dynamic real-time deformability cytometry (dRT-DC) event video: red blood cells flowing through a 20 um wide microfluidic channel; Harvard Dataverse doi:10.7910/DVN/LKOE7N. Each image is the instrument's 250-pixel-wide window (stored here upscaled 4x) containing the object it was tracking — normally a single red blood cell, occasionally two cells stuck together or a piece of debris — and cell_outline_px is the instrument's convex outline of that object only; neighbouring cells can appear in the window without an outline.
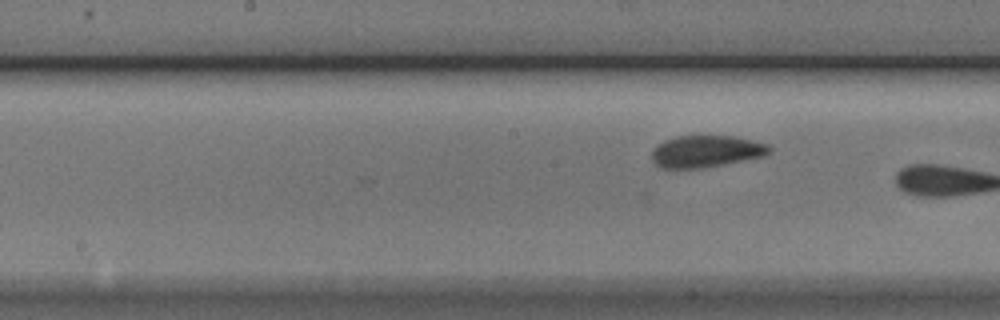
{"species": "Egyptian fruit bat (a non-hibernating species)", "species_latin": "Rousettus aegyptiacus", "temperature_condition": "cold", "stored_images_in_passage": 26, "camera_frame_rate_fps": 3000, "um_per_image_px": 0.085, "animal": {"sex": "male"}, "frame": {"image": 1, "passage_image": 26, "time_ms": 8.333, "image_size_px": [1000, 320], "cell_outline_px": [[772, 152], [764, 156], [724, 164], [700, 168], [660, 168], [652, 160], [652, 152], [664, 140], [676, 136], [700, 132], [732, 136], [752, 140], [768, 144], [772, 148]], "centroid_in_image_um": [60.04, 12.81], "position_along_channel_um": 188.2, "area_um2": 22.54}}